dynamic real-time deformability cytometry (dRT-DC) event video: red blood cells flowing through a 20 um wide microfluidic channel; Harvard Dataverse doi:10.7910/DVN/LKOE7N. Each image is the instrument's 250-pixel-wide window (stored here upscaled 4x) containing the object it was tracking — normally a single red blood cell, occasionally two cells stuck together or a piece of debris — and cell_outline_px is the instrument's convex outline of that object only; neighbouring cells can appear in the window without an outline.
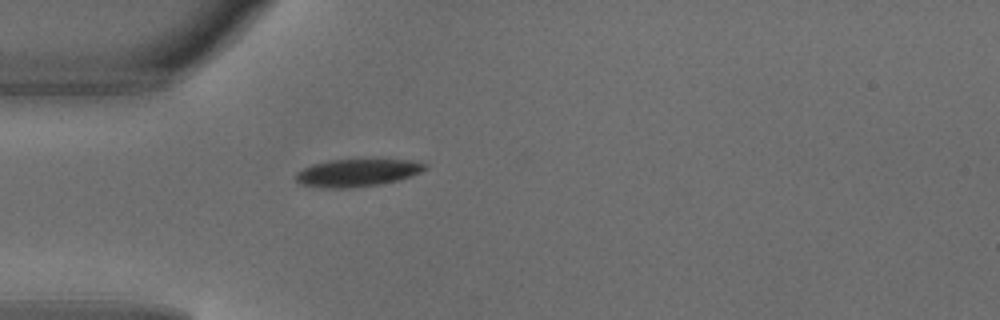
{"species": "common noctule bat (a hibernating species)", "species_latin": "Nyctalus noctula", "temperature_condition": "warm", "stored_images_in_passage": 1, "camera_frame_rate_fps": 3000, "um_per_image_px": 0.085, "animal": {"sex": "male", "body_mass_g": 18.8}, "frame": {"image": 1, "passage_image": 1, "time_ms": 0.0, "image_size_px": [1000, 320], "cell_outline_px": [[428, 168], [412, 176], [380, 184], [352, 188], [320, 188], [300, 184], [296, 180], [296, 172], [312, 164], [328, 160], [372, 156], [412, 160], [428, 164]], "centroid_in_image_um": [30.42, 14.62], "position_along_channel_um": 54.6, "area_um2": 21.96}}